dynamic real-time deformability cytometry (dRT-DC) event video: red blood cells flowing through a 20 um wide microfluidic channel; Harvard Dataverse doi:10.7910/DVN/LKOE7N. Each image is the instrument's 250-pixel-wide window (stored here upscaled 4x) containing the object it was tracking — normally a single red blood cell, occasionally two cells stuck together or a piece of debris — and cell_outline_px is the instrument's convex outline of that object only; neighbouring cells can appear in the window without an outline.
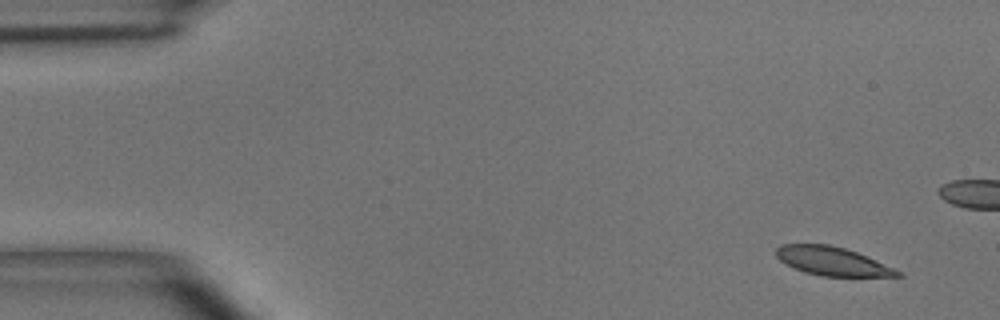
{"species": "common noctule bat (a hibernating species)", "species_latin": "Nyctalus noctula", "temperature_condition": "room temperature", "stored_images_in_passage": 5, "camera_frame_rate_fps": 3000, "um_per_image_px": 0.085, "animal": {"sex": "male", "body_mass_g": 15.6}, "frame": {"image": 1, "passage_image": 1, "time_ms": 0.0, "image_size_px": [1000, 320], "cell_outline_px": [[904, 276], [820, 276], [804, 272], [792, 268], [780, 260], [776, 256], [776, 248], [780, 244], [828, 244], [844, 248], [868, 256], [900, 272]], "centroid_in_image_um": [70.68, 22.2], "position_along_channel_um": 14.3, "area_um2": 20.11}}